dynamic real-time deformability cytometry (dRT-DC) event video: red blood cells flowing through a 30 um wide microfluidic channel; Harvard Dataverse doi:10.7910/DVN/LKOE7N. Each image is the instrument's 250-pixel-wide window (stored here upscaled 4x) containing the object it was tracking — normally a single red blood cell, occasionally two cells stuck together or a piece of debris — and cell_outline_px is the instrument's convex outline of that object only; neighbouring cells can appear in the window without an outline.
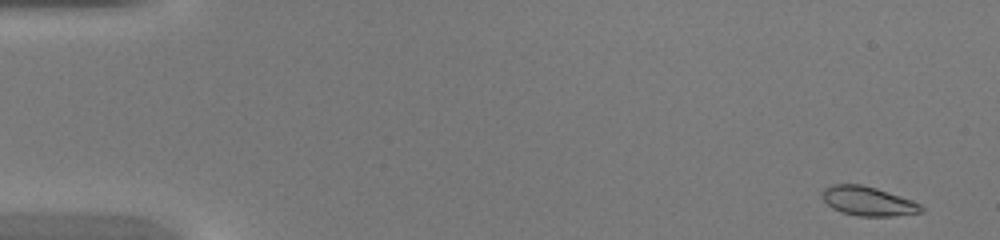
{"species": "common noctule bat (a hibernating species)", "species_latin": "Nyctalus noctula", "temperature_condition": "warm", "stored_images_in_passage": 44, "camera_frame_rate_fps": 3000, "um_per_image_px": 0.085, "animal": {"sex": "female", "body_mass_g": 20.0, "forearm_length_mm": 54.0}, "frame": {"image": 1, "passage_image": 1, "time_ms": 0.0, "image_size_px": [1000, 240], "cell_outline_px": [[924, 212], [892, 216], [856, 216], [832, 208], [820, 196], [820, 192], [824, 188], [832, 184], [860, 184], [876, 188], [912, 200], [920, 204], [924, 208]], "centroid_in_image_um": [73.77, 17.09], "position_along_channel_um": 11.2, "area_um2": 16.88}}
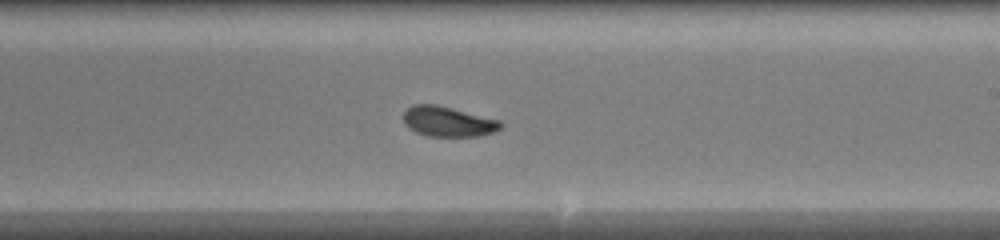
{"frame": {"image": 2, "passage_image": 26, "time_ms": 8.333, "image_size_px": [1000, 240], "cell_outline_px": [[504, 124], [500, 128], [492, 132], [480, 136], [428, 136], [416, 132], [408, 128], [404, 124], [404, 112], [412, 104], [436, 104], [500, 120]], "centroid_in_image_um": [38.07, 10.33], "position_along_channel_um": 250.9, "area_um2": 17.05}}
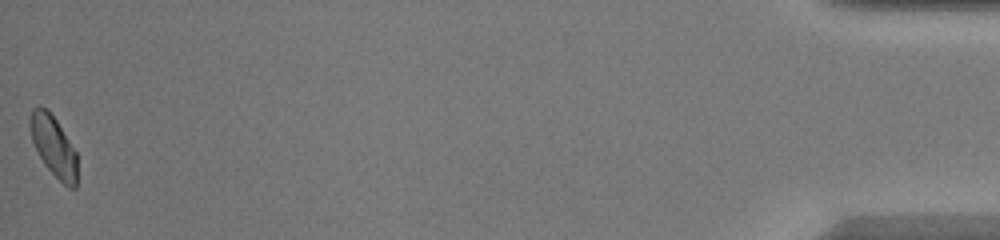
{"frame": {"image": 3, "passage_image": 44, "time_ms": 14.333, "image_size_px": [1000, 240], "cell_outline_px": [[76, 188], [68, 188], [44, 164], [32, 140], [28, 120], [32, 108], [40, 104], [48, 108], [56, 120], [76, 152]], "centroid_in_image_um": [4.52, 12.36], "position_along_channel_um": 430.7, "area_um2": 16.53}}